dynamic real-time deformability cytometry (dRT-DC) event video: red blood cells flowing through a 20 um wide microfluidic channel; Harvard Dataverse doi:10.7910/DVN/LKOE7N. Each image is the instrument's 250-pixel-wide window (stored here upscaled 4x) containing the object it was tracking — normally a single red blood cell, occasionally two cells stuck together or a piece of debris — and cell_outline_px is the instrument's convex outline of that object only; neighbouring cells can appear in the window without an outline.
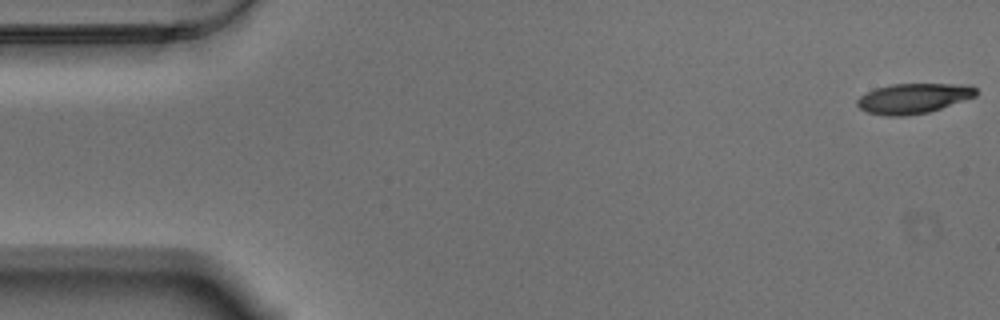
{"species": "Egyptian fruit bat (a non-hibernating species)", "species_latin": "Rousettus aegyptiacus", "temperature_condition": "warm", "stored_images_in_passage": 57, "camera_frame_rate_fps": 3000, "um_per_image_px": 0.085, "animal": {"sex": "male"}, "frame": {"image": 1, "passage_image": 1, "time_ms": 0.0, "image_size_px": [1000, 320], "cell_outline_px": [[976, 96], [928, 112], [908, 116], [884, 116], [868, 112], [860, 108], [856, 104], [856, 100], [860, 96], [876, 88], [892, 84], [972, 84], [976, 88]], "centroid_in_image_um": [77.64, 8.36], "position_along_channel_um": 7.4, "area_um2": 20.81}}
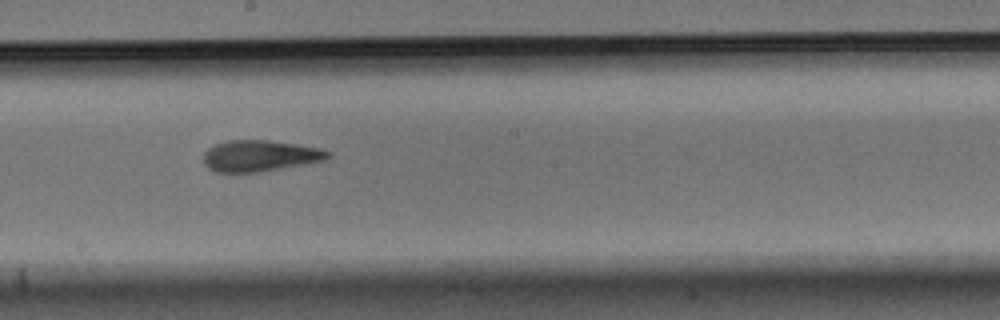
{"frame": {"image": 2, "passage_image": 31, "time_ms": 10.0, "image_size_px": [1000, 320], "cell_outline_px": [[332, 156], [324, 160], [260, 172], [216, 172], [208, 168], [204, 164], [204, 152], [208, 148], [216, 144], [228, 140], [268, 140], [296, 144], [320, 148], [332, 152]], "centroid_in_image_um": [22.09, 13.24], "position_along_channel_um": 226.1, "area_um2": 22.6}}
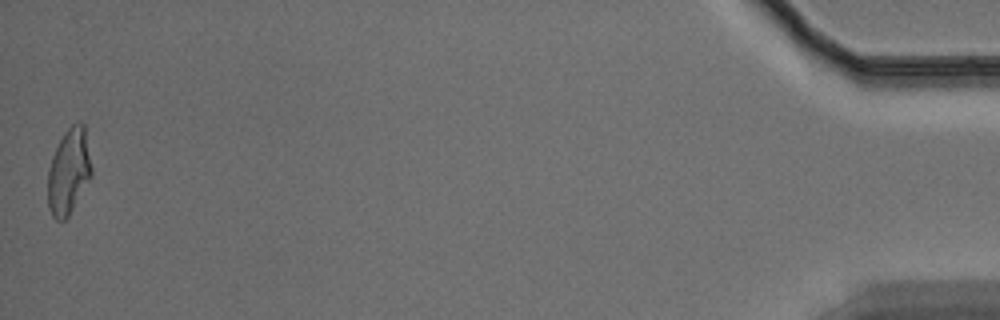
{"frame": {"image": 3, "passage_image": 57, "time_ms": 18.667, "image_size_px": [1000, 320], "cell_outline_px": [[92, 176], [68, 216], [64, 220], [56, 220], [52, 216], [48, 208], [48, 168], [52, 156], [64, 132], [76, 120], [80, 120], [84, 124], [92, 168]], "centroid_in_image_um": [5.85, 14.55], "position_along_channel_um": 429.4, "area_um2": 21.91}, "authors_computed_cell_mechanics": {"area_um2": 22.253, "velocity_mm_per_s": 3.4854, "shape_relaxation_time_tau1_ms": 5.84, "shape_relaxation_time_tau2_ms": 3.0858, "deformation_change_tau1": 0.2233, "deformation_change_tau2": 0.1269}}